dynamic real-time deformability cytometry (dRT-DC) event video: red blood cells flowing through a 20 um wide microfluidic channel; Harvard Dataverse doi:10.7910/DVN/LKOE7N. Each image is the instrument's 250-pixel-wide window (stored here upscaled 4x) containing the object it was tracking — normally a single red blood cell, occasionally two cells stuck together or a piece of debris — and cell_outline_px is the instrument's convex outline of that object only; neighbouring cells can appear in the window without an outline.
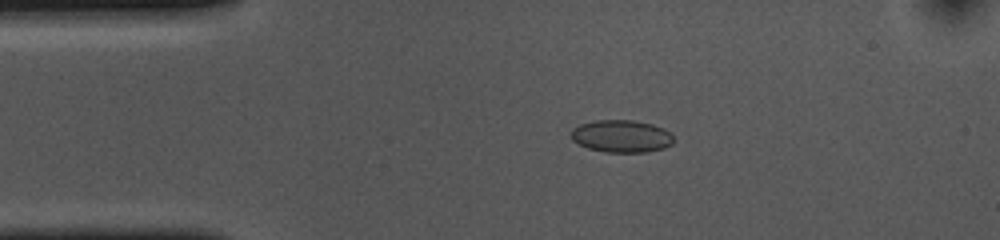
{"species": "common noctule bat (a hibernating species)", "species_latin": "Nyctalus noctula", "temperature_condition": "cold", "stored_images_in_passage": 54, "camera_frame_rate_fps": 3000, "um_per_image_px": 0.085, "animal": {"sex": "female", "body_mass_g": 10.0, "forearm_length_mm": 53.1}, "frame": {"image": 1, "passage_image": 10, "time_ms": 3.0, "image_size_px": [1000, 240], "cell_outline_px": [[672, 144], [664, 148], [648, 152], [604, 152], [588, 148], [572, 140], [572, 128], [580, 124], [596, 120], [632, 120], [652, 124], [664, 128], [672, 136]], "centroid_in_image_um": [52.82, 11.58], "position_along_channel_um": 32.2, "area_um2": 19.31}}
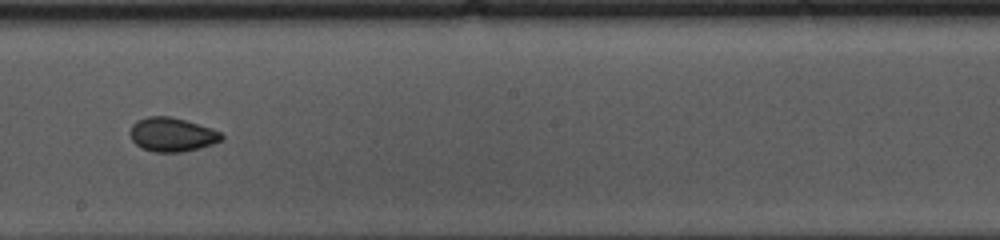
{"frame": {"image": 2, "passage_image": 29, "time_ms": 9.333, "image_size_px": [1000, 240], "cell_outline_px": [[224, 140], [200, 148], [180, 152], [156, 152], [140, 148], [132, 140], [128, 132], [132, 124], [136, 120], [148, 116], [168, 116], [184, 120], [220, 132], [224, 136]], "centroid_in_image_um": [14.57, 11.45], "position_along_channel_um": 233.6, "area_um2": 18.09}}
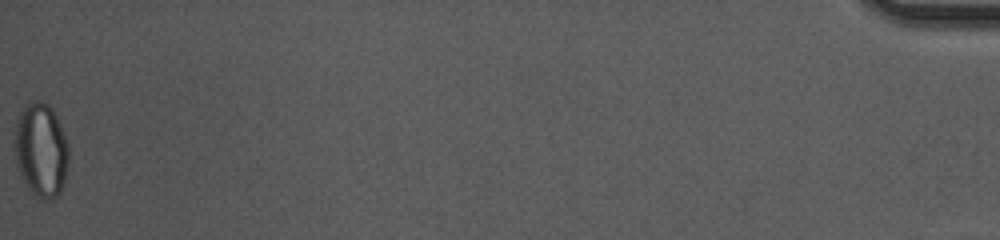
{"frame": {"image": 3, "passage_image": 54, "time_ms": 17.667, "image_size_px": [1000, 240], "cell_outline_px": [[68, 164], [64, 184], [60, 192], [52, 200], [32, 196], [24, 184], [16, 164], [12, 144], [16, 120], [24, 104], [28, 100], [40, 100], [48, 104], [52, 108], [64, 132], [68, 148]], "centroid_in_image_um": [3.44, 12.74], "position_along_channel_um": 431.8, "area_um2": 30.58}, "authors_computed_cell_mechanics": {"area_um2": 18.8717, "velocity_mm_per_s": 3.6623, "shape_relaxation_time_tau1_ms": 10.38, "shape_relaxation_time_tau2_ms": 2.3214, "deformation_change_tau1": 0.1064, "deformation_change_tau2": 0.0475}}